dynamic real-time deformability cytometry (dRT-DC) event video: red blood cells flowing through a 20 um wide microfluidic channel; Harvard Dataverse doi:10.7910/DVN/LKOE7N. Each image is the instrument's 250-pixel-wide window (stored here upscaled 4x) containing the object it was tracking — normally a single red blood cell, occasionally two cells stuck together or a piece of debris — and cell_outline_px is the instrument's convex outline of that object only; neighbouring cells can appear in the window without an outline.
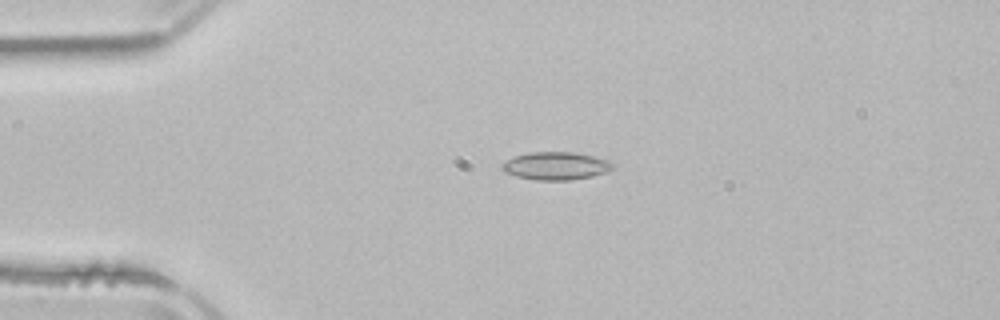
{"species": "common noctule bat (a hibernating species)", "species_latin": "Nyctalus noctula", "temperature_condition": "room temperature", "stored_images_in_passage": 2, "camera_frame_rate_fps": 3000, "um_per_image_px": 0.085, "animal": {"sex": "male", "body_mass_g": 21.5, "forearm_length_mm": 52.0}, "frame": {"image": 1, "passage_image": 1, "time_ms": 0.0, "image_size_px": [1000, 320], "cell_outline_px": [[616, 164], [612, 168], [604, 172], [592, 176], [572, 180], [536, 180], [516, 176], [504, 172], [500, 168], [500, 164], [512, 156], [528, 152], [576, 152], [608, 160]], "centroid_in_image_um": [47.19, 14.09], "position_along_channel_um": 37.8, "area_um2": 18.15}}